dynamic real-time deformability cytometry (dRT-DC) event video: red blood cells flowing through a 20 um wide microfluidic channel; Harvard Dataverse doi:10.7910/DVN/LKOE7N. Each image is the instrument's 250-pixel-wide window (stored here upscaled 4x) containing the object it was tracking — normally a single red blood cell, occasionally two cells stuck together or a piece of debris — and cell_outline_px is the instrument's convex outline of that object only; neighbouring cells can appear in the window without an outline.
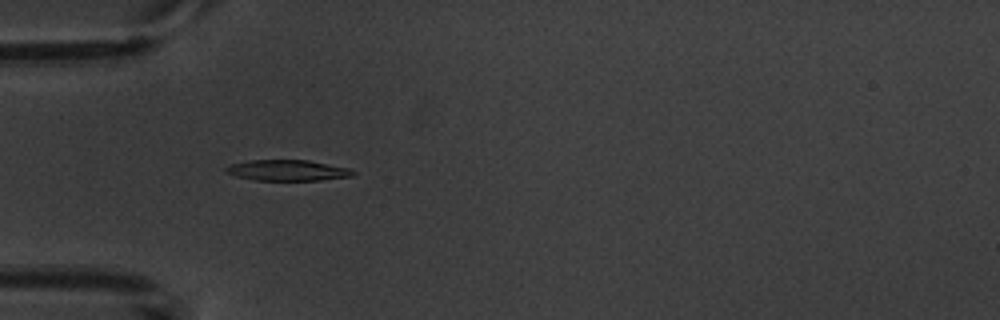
{"species": "common noctule bat (a hibernating species)", "species_latin": "Nyctalus noctula", "temperature_condition": "warm", "stored_images_in_passage": 5, "camera_frame_rate_fps": 3000, "um_per_image_px": 0.085, "animal": {"sex": "male", "body_mass_g": 20.1, "forearm_length_mm": 53.5}, "frame": {"image": 1, "passage_image": 4, "time_ms": 3.667, "image_size_px": [1000, 320], "cell_outline_px": [[356, 172], [352, 176], [320, 180], [256, 180], [236, 176], [224, 172], [224, 168], [232, 164], [248, 160], [308, 160], [348, 168]], "centroid_in_image_um": [24.41, 14.47], "position_along_channel_um": 60.6, "area_um2": 15.32}}
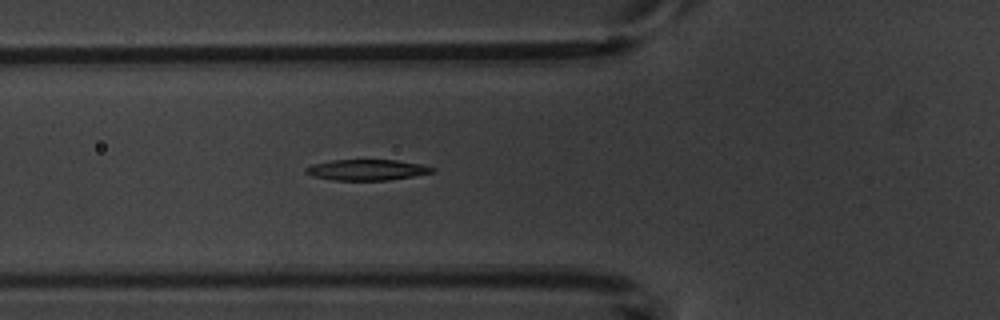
{"frame": {"image": 2, "passage_image": 5, "time_ms": 4.667, "image_size_px": [1000, 320], "cell_outline_px": [[436, 172], [388, 180], [332, 180], [312, 176], [304, 172], [304, 168], [312, 164], [332, 160], [396, 160], [420, 164], [436, 168]], "centroid_in_image_um": [31.16, 14.44], "position_along_channel_um": 94.6, "area_um2": 15.37}}